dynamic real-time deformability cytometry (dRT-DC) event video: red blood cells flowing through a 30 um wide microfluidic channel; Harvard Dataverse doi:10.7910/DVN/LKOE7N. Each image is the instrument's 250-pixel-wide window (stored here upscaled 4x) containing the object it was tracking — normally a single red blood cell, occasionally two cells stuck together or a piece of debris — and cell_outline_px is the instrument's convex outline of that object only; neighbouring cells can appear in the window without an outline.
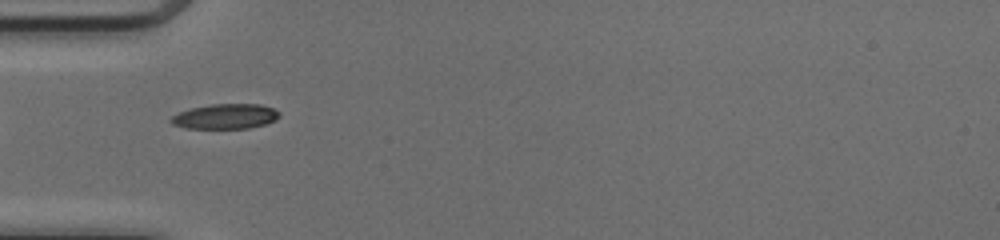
{"species": "common noctule bat (a hibernating species)", "species_latin": "Nyctalus noctula", "temperature_condition": "cold", "stored_images_in_passage": 35, "camera_frame_rate_fps": 3000, "um_per_image_px": 0.085, "animal": {"sex": "female", "body_mass_g": 17.0, "forearm_length_mm": 48.0}, "frame": {"image": 1, "passage_image": 1, "time_ms": 0.0, "image_size_px": [1000, 240], "cell_outline_px": [[280, 116], [276, 120], [268, 124], [248, 128], [184, 128], [172, 124], [168, 120], [172, 116], [180, 112], [192, 108], [212, 104], [260, 104], [272, 108], [280, 112]], "centroid_in_image_um": [19.18, 9.9], "position_along_channel_um": 65.8, "area_um2": 15.84}}
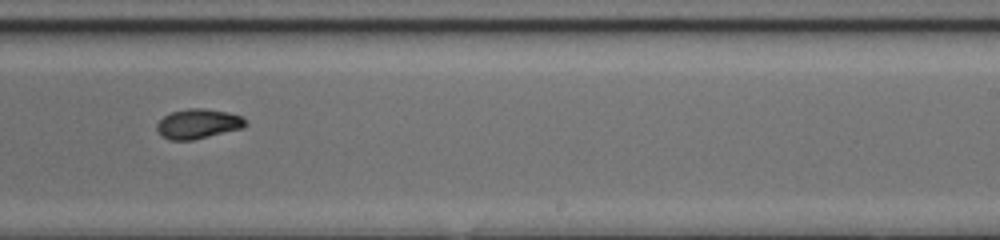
{"frame": {"image": 2, "passage_image": 16, "time_ms": 5.0, "image_size_px": [1000, 240], "cell_outline_px": [[244, 128], [192, 140], [168, 140], [156, 128], [156, 124], [164, 116], [172, 112], [188, 108], [204, 108], [228, 112], [240, 116], [244, 120]], "centroid_in_image_um": [16.82, 10.52], "position_along_channel_um": 272.2, "area_um2": 15.14}}
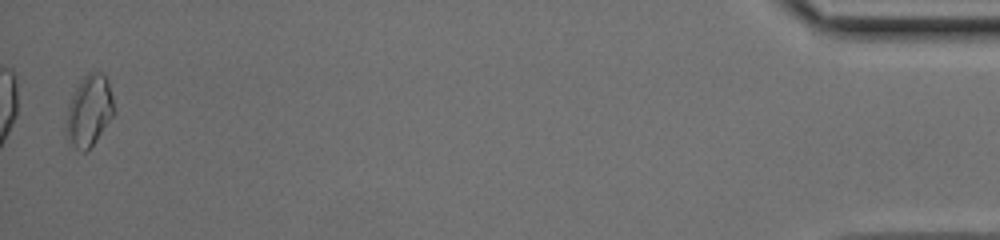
{"frame": {"image": 3, "passage_image": 34, "time_ms": 11.0, "image_size_px": [1000, 240], "cell_outline_px": [[116, 112], [92, 144], [84, 152], [80, 152], [76, 148], [68, 136], [68, 108], [72, 96], [76, 88], [84, 76], [88, 72], [100, 72], [108, 80]], "centroid_in_image_um": [7.63, 9.37], "position_along_channel_um": 427.6, "area_um2": 19.02}, "authors_computed_cell_mechanics": {"area_um2": 15.8372, "velocity_mm_per_s": 4.1328, "shape_relaxation_time_tau1_ms": 3.0435, "shape_relaxation_time_tau2_ms": null, "deformation_change_tau1": 0.1289, "deformation_change_tau2": null}}